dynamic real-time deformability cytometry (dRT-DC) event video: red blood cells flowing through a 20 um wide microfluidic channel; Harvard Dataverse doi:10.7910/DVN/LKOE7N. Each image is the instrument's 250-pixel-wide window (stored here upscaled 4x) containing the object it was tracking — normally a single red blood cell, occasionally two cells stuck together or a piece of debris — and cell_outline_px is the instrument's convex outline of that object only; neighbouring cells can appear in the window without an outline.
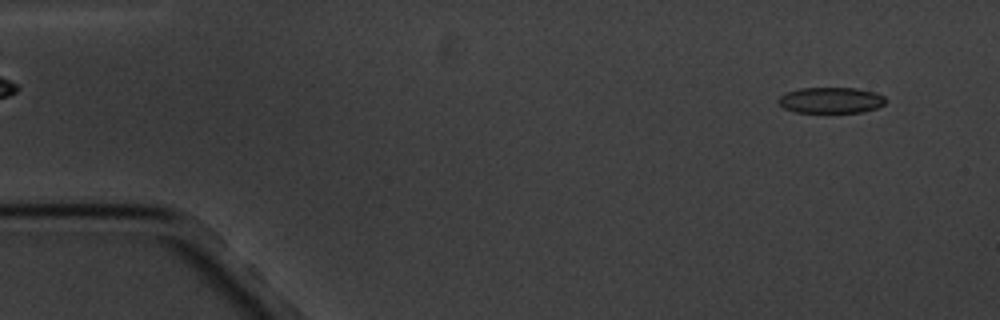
{"species": "common noctule bat (a hibernating species)", "species_latin": "Nyctalus noctula", "temperature_condition": "cold", "stored_images_in_passage": 12, "camera_frame_rate_fps": 3000, "um_per_image_px": 0.085, "animal": {"sex": "male", "body_mass_g": 20.1, "forearm_length_mm": 53.5}, "frame": {"image": 1, "passage_image": 1, "time_ms": 0.0, "image_size_px": [1000, 320], "cell_outline_px": [[888, 100], [884, 104], [876, 108], [864, 112], [796, 112], [784, 108], [776, 100], [784, 92], [800, 88], [856, 88], [876, 92], [884, 96]], "centroid_in_image_um": [70.63, 8.51], "position_along_channel_um": 14.4, "area_um2": 16.36}}
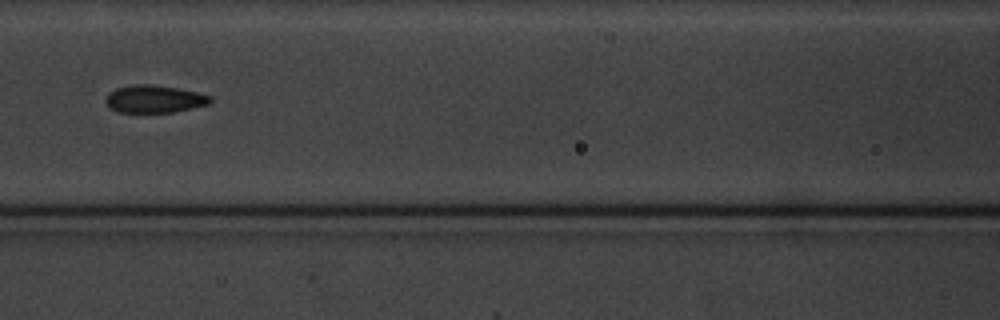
{"frame": {"image": 2, "passage_image": 7, "time_ms": 7.0, "image_size_px": [1000, 320], "cell_outline_px": [[212, 100], [208, 104], [172, 112], [120, 112], [108, 108], [104, 100], [108, 92], [116, 88], [132, 84], [152, 84], [180, 88], [212, 96]], "centroid_in_image_um": [13.07, 8.4], "position_along_channel_um": 153.5, "area_um2": 16.94}}
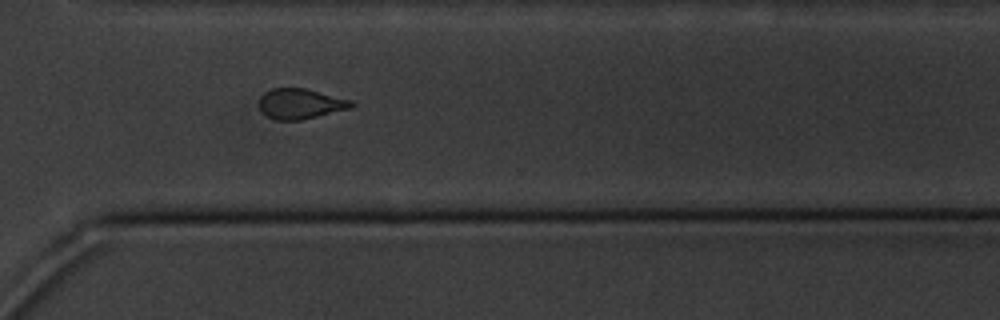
{"frame": {"image": 3, "passage_image": 12, "time_ms": 12.667, "image_size_px": [1000, 320], "cell_outline_px": [[356, 104], [352, 108], [300, 120], [276, 120], [260, 112], [260, 96], [264, 92], [272, 88], [304, 88], [352, 100]], "centroid_in_image_um": [25.54, 8.82], "position_along_channel_um": 345.1, "area_um2": 16.3}}